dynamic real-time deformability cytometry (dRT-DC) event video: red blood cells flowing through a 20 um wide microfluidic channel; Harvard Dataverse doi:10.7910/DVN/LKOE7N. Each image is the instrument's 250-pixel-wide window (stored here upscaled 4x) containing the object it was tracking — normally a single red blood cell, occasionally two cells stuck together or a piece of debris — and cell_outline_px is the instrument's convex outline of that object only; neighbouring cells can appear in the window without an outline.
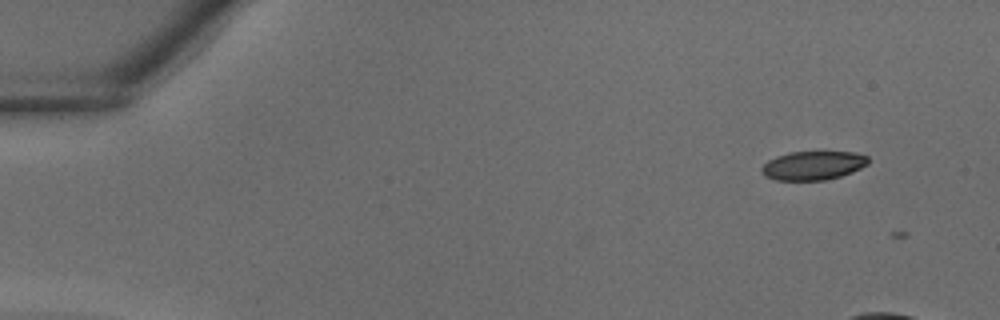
{"species": "common noctule bat (a hibernating species)", "species_latin": "Nyctalus noctula", "temperature_condition": "warm", "stored_images_in_passage": 3, "camera_frame_rate_fps": 3000, "um_per_image_px": 0.085, "animal": {"sex": "male", "body_mass_g": 18.8}, "frame": {"image": 1, "passage_image": 2, "time_ms": 0.333, "image_size_px": [1000, 320], "cell_outline_px": [[868, 164], [852, 172], [840, 176], [824, 180], [776, 180], [764, 176], [760, 172], [760, 168], [768, 160], [776, 156], [788, 152], [852, 152], [868, 156]], "centroid_in_image_um": [69.07, 14.07], "position_along_channel_um": 15.9, "area_um2": 17.92}}